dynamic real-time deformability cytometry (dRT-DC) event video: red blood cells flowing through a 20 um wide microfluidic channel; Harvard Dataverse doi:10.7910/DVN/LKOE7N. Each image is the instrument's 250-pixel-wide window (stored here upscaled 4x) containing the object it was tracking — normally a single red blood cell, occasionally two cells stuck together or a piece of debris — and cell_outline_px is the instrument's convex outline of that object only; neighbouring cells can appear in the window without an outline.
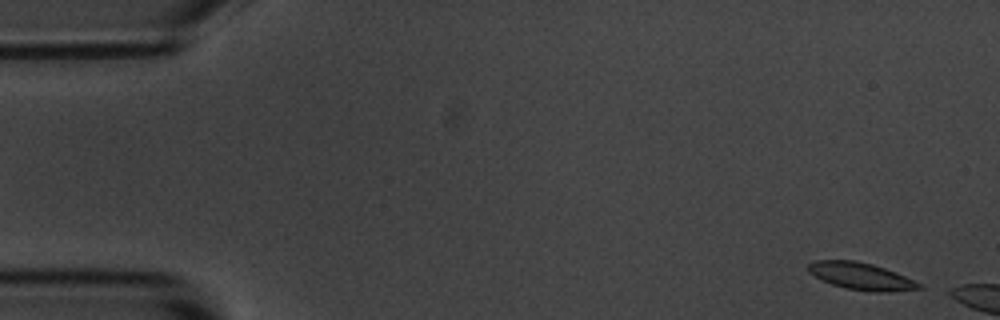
{"species": "common noctule bat (a hibernating species)", "species_latin": "Nyctalus noctula", "temperature_condition": "room temperature", "stored_images_in_passage": 2, "camera_frame_rate_fps": 3000, "um_per_image_px": 0.085, "animal": {"sex": "male", "body_mass_g": 20.1, "forearm_length_mm": 53.5}, "frame": {"image": 1, "passage_image": 1, "time_ms": 0.0, "image_size_px": [1000, 320], "cell_outline_px": [[924, 288], [880, 292], [844, 288], [832, 284], [808, 272], [808, 264], [816, 260], [856, 260], [872, 264], [896, 272], [920, 284]], "centroid_in_image_um": [73.16, 23.46], "position_along_channel_um": 11.8, "area_um2": 17.11}}